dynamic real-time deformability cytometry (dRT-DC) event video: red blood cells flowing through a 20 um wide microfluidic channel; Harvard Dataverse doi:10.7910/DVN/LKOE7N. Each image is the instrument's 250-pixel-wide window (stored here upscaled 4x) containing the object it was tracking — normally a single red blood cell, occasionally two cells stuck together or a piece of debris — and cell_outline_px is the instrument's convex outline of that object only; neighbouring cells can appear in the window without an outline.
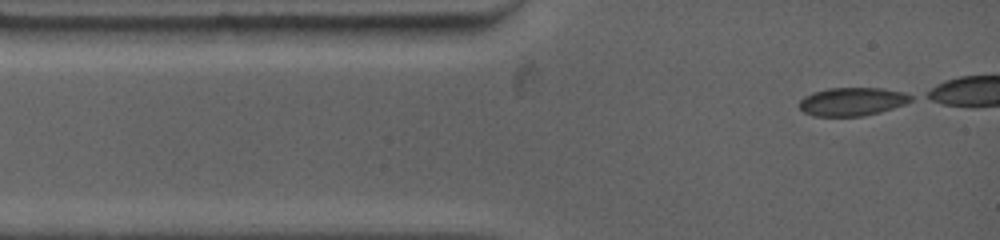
{"species": "common noctule bat (a hibernating species)", "species_latin": "Nyctalus noctula", "temperature_condition": "warm", "stored_images_in_passage": 7, "camera_frame_rate_fps": 4500, "um_per_image_px": 0.085, "animal": {"sex": "female", "body_mass_g": 19.0, "forearm_length_mm": 53.3}, "frame": {"image": 1, "passage_image": 1, "time_ms": 0.0, "image_size_px": [1000, 240], "cell_outline_px": [[912, 100], [904, 104], [880, 112], [864, 116], [812, 116], [804, 112], [800, 108], [800, 100], [804, 96], [812, 92], [828, 88], [884, 88], [904, 92], [912, 96]], "centroid_in_image_um": [72.42, 8.63], "position_along_channel_um": 12.6, "area_um2": 18.44}}
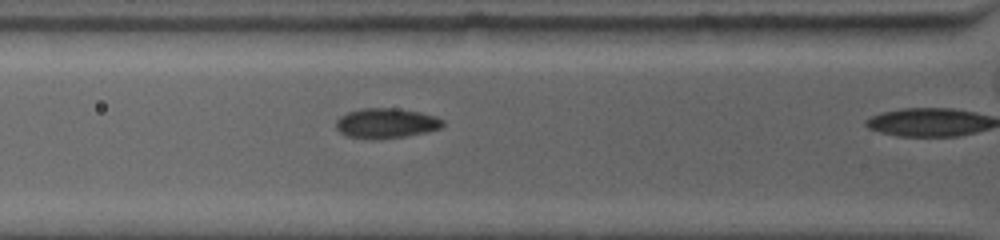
{"frame": {"image": 2, "passage_image": 6, "time_ms": 2.889, "image_size_px": [1000, 240], "cell_outline_px": [[444, 124], [440, 128], [424, 132], [404, 136], [376, 140], [348, 136], [340, 132], [336, 128], [336, 120], [340, 116], [348, 112], [360, 108], [396, 108], [420, 112], [436, 116], [444, 120]], "centroid_in_image_um": [32.81, 10.47], "position_along_channel_um": 93.0, "area_um2": 18.67}}